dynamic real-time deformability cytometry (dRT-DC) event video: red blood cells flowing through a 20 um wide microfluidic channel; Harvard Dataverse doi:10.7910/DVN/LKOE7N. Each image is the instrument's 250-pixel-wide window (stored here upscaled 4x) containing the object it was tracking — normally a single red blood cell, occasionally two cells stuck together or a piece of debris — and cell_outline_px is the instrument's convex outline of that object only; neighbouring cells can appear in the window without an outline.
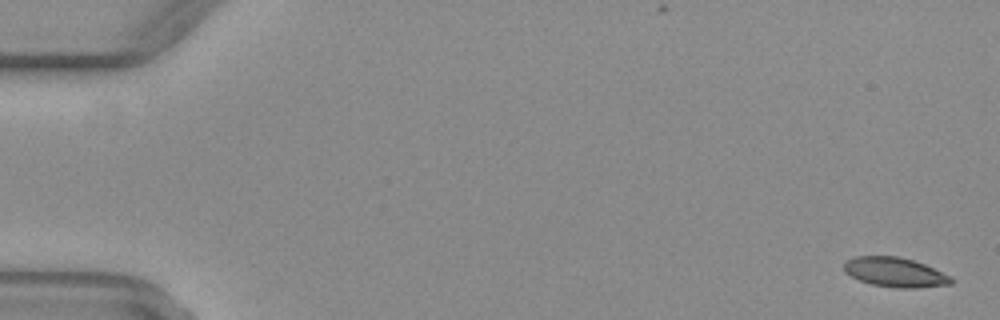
{"species": "common noctule bat (a hibernating species)", "species_latin": "Nyctalus noctula", "temperature_condition": "warm", "stored_images_in_passage": 53, "camera_frame_rate_fps": 3000, "um_per_image_px": 0.085, "animal": {"sex": "female", "body_mass_g": 29.2, "forearm_length_mm": 56.3}, "frame": {"image": 1, "passage_image": 2, "time_ms": 0.333, "image_size_px": [1000, 320], "cell_outline_px": [[952, 284], [916, 288], [900, 288], [872, 284], [860, 280], [844, 272], [844, 260], [856, 256], [900, 256], [924, 264], [952, 276]], "centroid_in_image_um": [76.07, 23.13], "position_along_channel_um": 8.9, "area_um2": 18.44}}
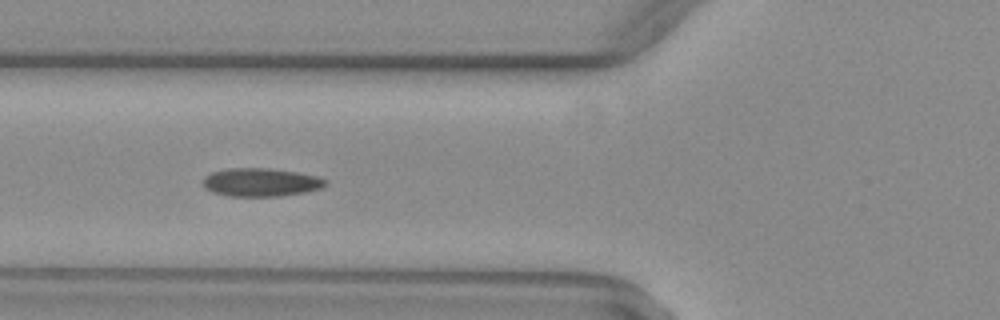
{"frame": {"image": 2, "passage_image": 21, "time_ms": 6.667, "image_size_px": [1000, 320], "cell_outline_px": [[328, 184], [320, 188], [304, 192], [280, 196], [228, 196], [212, 192], [204, 188], [204, 176], [212, 172], [228, 168], [268, 168], [296, 172], [316, 176], [328, 180]], "centroid_in_image_um": [22.16, 15.49], "position_along_channel_um": 103.6, "area_um2": 20.17}}
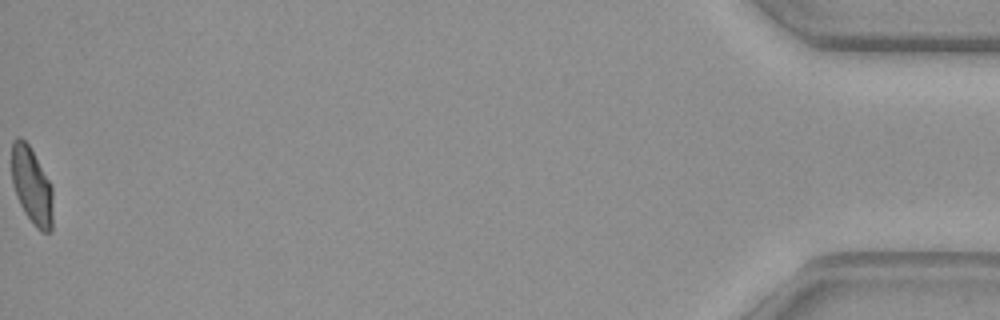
{"frame": {"image": 3, "passage_image": 53, "time_ms": 17.333, "image_size_px": [1000, 320], "cell_outline_px": [[52, 228], [48, 232], [40, 232], [36, 228], [24, 212], [16, 196], [12, 184], [12, 140], [16, 136], [20, 136], [28, 144], [52, 184]], "centroid_in_image_um": [2.69, 15.78], "position_along_channel_um": 432.5, "area_um2": 18.61}, "authors_computed_cell_mechanics": {"area_um2": 19.3052, "velocity_mm_per_s": 4.044, "shape_relaxation_time_tau1_ms": 9.9434, "shape_relaxation_time_tau2_ms": 1.248, "deformation_change_tau1": 0.2058, "deformation_change_tau2": 0.0661}}